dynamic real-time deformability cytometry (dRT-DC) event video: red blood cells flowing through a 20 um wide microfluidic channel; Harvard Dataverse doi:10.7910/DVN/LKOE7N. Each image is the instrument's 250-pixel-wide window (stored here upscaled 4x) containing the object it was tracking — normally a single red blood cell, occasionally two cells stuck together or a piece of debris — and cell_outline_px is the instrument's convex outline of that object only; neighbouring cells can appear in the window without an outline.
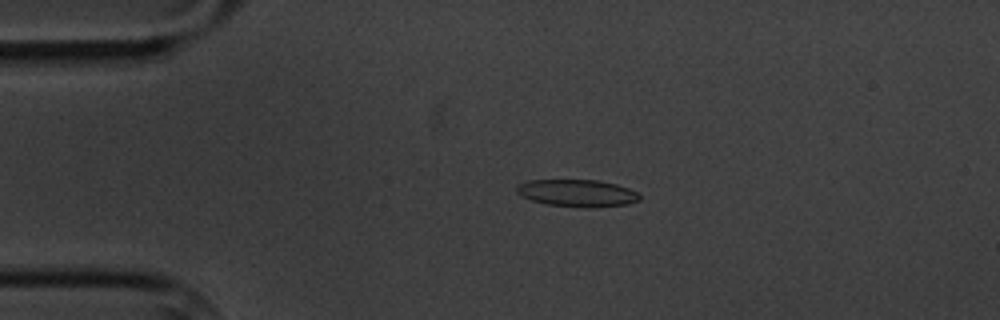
{"species": "common noctule bat (a hibernating species)", "species_latin": "Nyctalus noctula", "temperature_condition": "cold", "stored_images_in_passage": 3, "camera_frame_rate_fps": 3000, "um_per_image_px": 0.085, "animal": {"sex": "male", "body_mass_g": 20.1, "forearm_length_mm": 53.5}, "frame": {"image": 1, "passage_image": 2, "time_ms": 1.0, "image_size_px": [1000, 320], "cell_outline_px": [[640, 200], [628, 204], [596, 208], [580, 208], [548, 204], [532, 200], [520, 196], [516, 192], [516, 188], [520, 184], [528, 180], [596, 180], [616, 184], [628, 188], [636, 192], [640, 196]], "centroid_in_image_um": [49.07, 16.43], "position_along_channel_um": 35.9, "area_um2": 19.59}}